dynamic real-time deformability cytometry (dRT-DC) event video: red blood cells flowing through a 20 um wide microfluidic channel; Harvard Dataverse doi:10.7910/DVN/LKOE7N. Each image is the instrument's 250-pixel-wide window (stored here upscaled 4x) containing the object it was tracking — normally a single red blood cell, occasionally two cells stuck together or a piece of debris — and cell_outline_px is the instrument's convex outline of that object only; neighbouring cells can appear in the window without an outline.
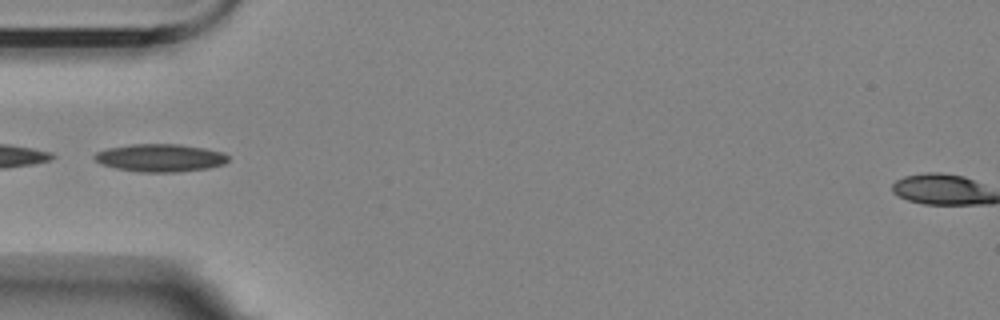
{"species": "Egyptian fruit bat (a non-hibernating species)", "species_latin": "Rousettus aegyptiacus", "temperature_condition": "room temperature", "stored_images_in_passage": 5, "camera_frame_rate_fps": 3000, "um_per_image_px": 0.085, "animal": {"sex": "female"}, "frame": {"image": 1, "passage_image": 3, "time_ms": 2.0, "image_size_px": [1000, 320], "cell_outline_px": [[228, 160], [224, 164], [208, 168], [176, 172], [140, 172], [116, 168], [100, 164], [92, 156], [96, 152], [108, 148], [128, 144], [180, 144], [204, 148], [224, 152], [228, 156]], "centroid_in_image_um": [13.61, 13.41], "position_along_channel_um": 71.4, "area_um2": 21.73}}
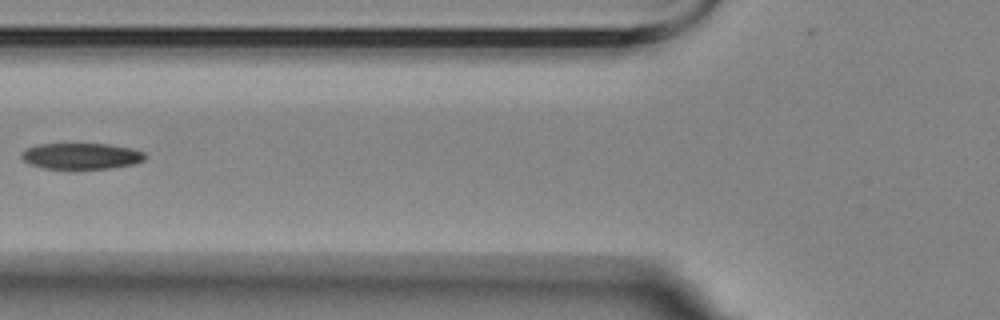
{"frame": {"image": 2, "passage_image": 4, "time_ms": 3.333, "image_size_px": [1000, 320], "cell_outline_px": [[144, 160], [132, 164], [112, 168], [44, 168], [32, 164], [24, 160], [20, 156], [20, 152], [36, 144], [108, 144], [128, 148], [144, 152]], "centroid_in_image_um": [6.87, 13.26], "position_along_channel_um": 118.9, "area_um2": 18.44}}
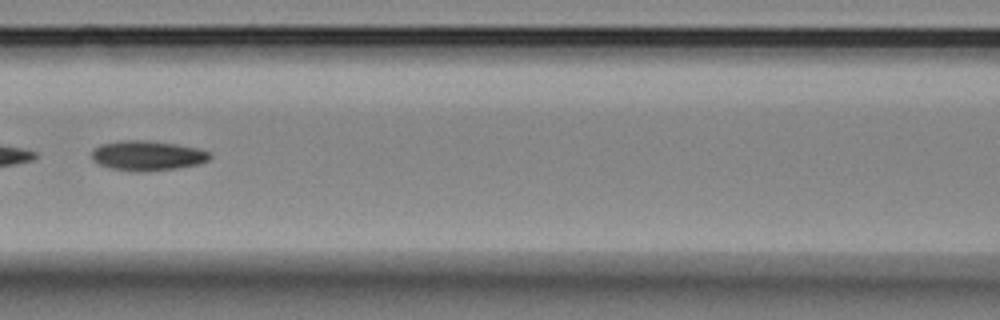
{"frame": {"image": 3, "passage_image": 5, "time_ms": 4.333, "image_size_px": [1000, 320], "cell_outline_px": [[212, 156], [208, 160], [200, 164], [176, 168], [140, 172], [136, 172], [112, 168], [100, 164], [92, 160], [92, 148], [100, 144], [120, 140], [148, 140], [176, 144], [196, 148], [208, 152]], "centroid_in_image_um": [12.5, 13.22], "position_along_channel_um": 154.1, "area_um2": 20.58}}